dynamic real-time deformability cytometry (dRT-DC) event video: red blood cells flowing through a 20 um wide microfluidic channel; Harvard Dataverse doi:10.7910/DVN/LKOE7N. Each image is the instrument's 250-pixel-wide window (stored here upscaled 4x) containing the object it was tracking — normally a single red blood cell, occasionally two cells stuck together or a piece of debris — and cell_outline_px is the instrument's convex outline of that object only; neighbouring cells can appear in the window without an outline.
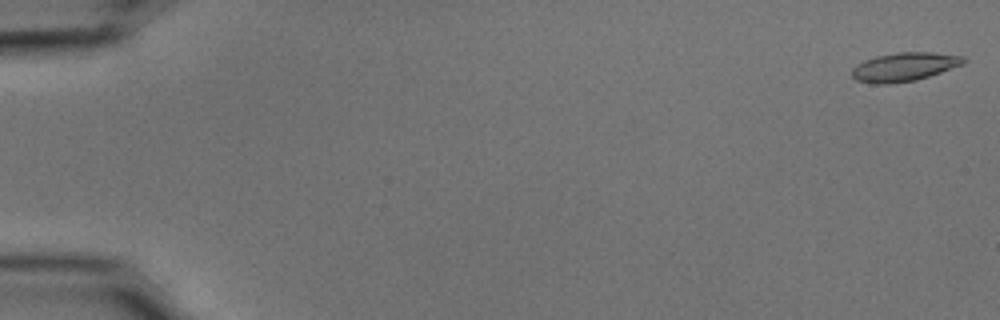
{"species": "common noctule bat (a hibernating species)", "species_latin": "Nyctalus noctula", "temperature_condition": "cold", "stored_images_in_passage": 54, "camera_frame_rate_fps": 3000, "um_per_image_px": 0.085, "animal": {"sex": "male", "body_mass_g": 15.6}, "frame": {"image": 1, "passage_image": 1, "time_ms": 0.0, "image_size_px": [1000, 320], "cell_outline_px": [[968, 60], [964, 64], [916, 80], [892, 84], [872, 84], [856, 80], [852, 76], [852, 68], [856, 64], [864, 60], [876, 56], [896, 52], [932, 52], [964, 56]], "centroid_in_image_um": [76.85, 5.68], "position_along_channel_um": 8.1, "area_um2": 18.84}}
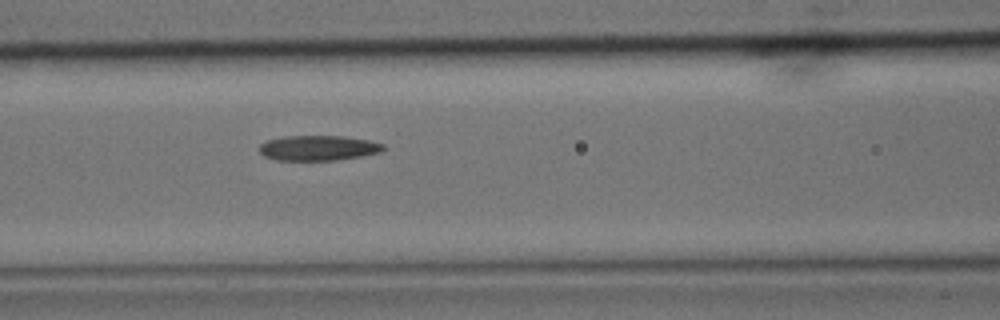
{"frame": {"image": 2, "passage_image": 24, "time_ms": 7.667, "image_size_px": [1000, 320], "cell_outline_px": [[384, 148], [380, 152], [360, 156], [336, 160], [276, 160], [264, 156], [260, 152], [260, 144], [268, 140], [284, 136], [344, 136], [368, 140], [384, 144]], "centroid_in_image_um": [27.04, 12.57], "position_along_channel_um": 139.6, "area_um2": 18.03}}
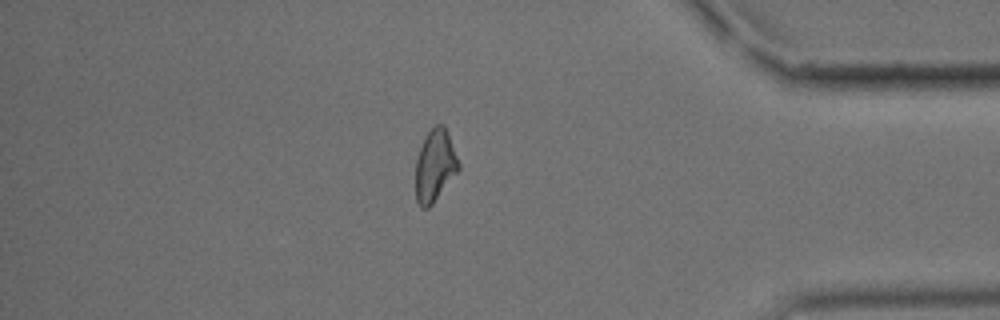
{"frame": {"image": 3, "passage_image": 47, "time_ms": 15.333, "image_size_px": [1000, 320], "cell_outline_px": [[460, 168], [432, 204], [428, 208], [420, 208], [416, 200], [416, 156], [428, 132], [436, 124], [444, 124], [448, 132], [460, 164]], "centroid_in_image_um": [36.97, 14.07], "position_along_channel_um": 398.2, "area_um2": 17.92}, "authors_computed_cell_mechanics": {"area_um2": 18.6405, "velocity_mm_per_s": 3.7292, "shape_relaxation_time_tau1_ms": 9.6921, "shape_relaxation_time_tau2_ms": 6.8351, "deformation_change_tau1": 0.2209, "deformation_change_tau2": 0.1436}}